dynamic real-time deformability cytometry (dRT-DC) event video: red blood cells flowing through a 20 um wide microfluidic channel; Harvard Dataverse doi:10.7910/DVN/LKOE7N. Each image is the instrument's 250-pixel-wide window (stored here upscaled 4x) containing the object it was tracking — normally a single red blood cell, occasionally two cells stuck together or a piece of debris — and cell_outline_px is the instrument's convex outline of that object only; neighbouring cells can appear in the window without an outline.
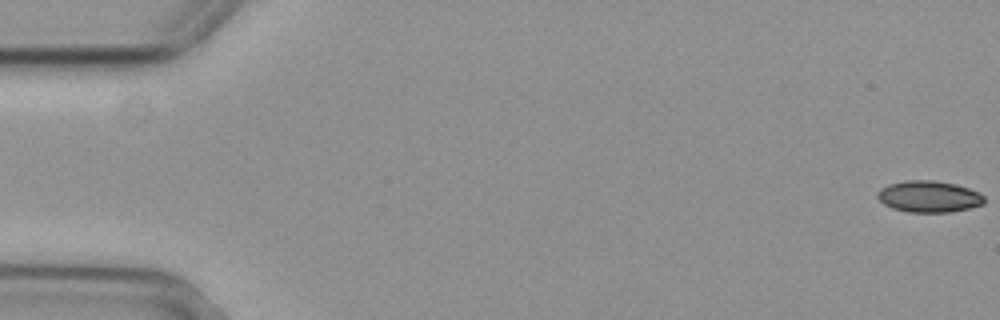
{"species": "common noctule bat (a hibernating species)", "species_latin": "Nyctalus noctula", "temperature_condition": "cold", "stored_images_in_passage": 45, "camera_frame_rate_fps": 3000, "um_per_image_px": 0.085, "animal": {"sex": "female", "body_mass_g": 29.2, "forearm_length_mm": 56.3}, "frame": {"image": 1, "passage_image": 1, "time_ms": 0.0, "image_size_px": [1000, 320], "cell_outline_px": [[984, 204], [952, 212], [908, 212], [892, 208], [884, 204], [876, 196], [888, 184], [904, 180], [932, 180], [956, 184], [968, 188], [984, 196]], "centroid_in_image_um": [78.96, 16.71], "position_along_channel_um": 6.0, "area_um2": 19.42}}
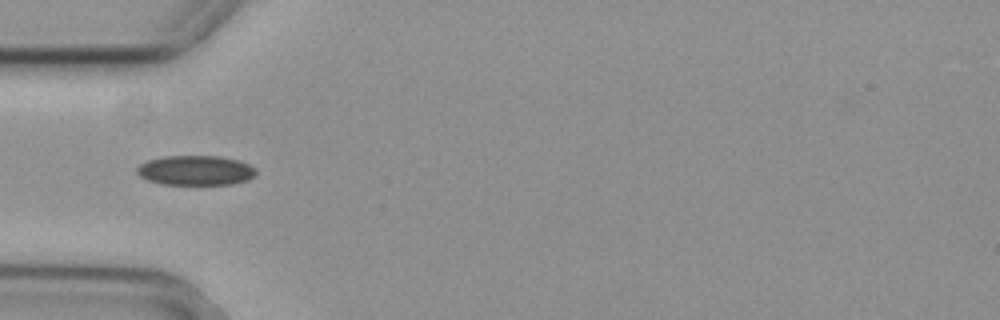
{"frame": {"image": 2, "passage_image": 18, "time_ms": 5.667, "image_size_px": [1000, 320], "cell_outline_px": [[256, 176], [248, 180], [232, 184], [164, 184], [148, 180], [140, 176], [136, 172], [136, 168], [140, 164], [148, 160], [164, 156], [220, 156], [236, 160], [248, 164], [256, 168]], "centroid_in_image_um": [16.64, 14.48], "position_along_channel_um": 68.4, "area_um2": 20.63}}
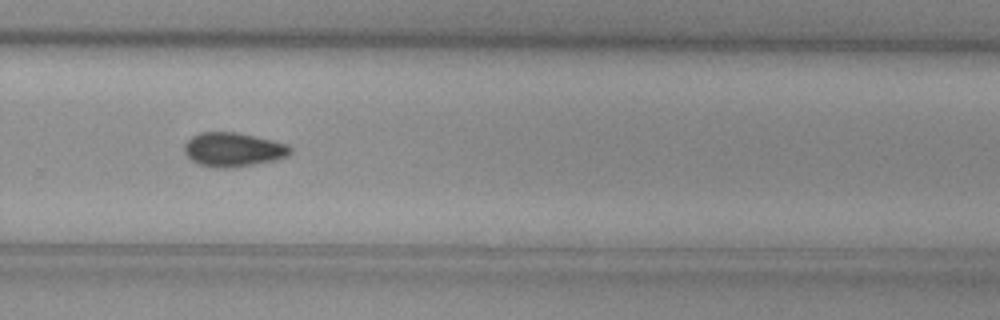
{"frame": {"image": 3, "passage_image": 37, "time_ms": 12.0, "image_size_px": [1000, 320], "cell_outline_px": [[292, 152], [288, 156], [276, 160], [236, 168], [212, 168], [196, 164], [184, 152], [184, 144], [192, 136], [200, 132], [236, 132], [256, 136], [288, 144], [292, 148]], "centroid_in_image_um": [19.83, 12.73], "position_along_channel_um": 310.0, "area_um2": 21.44}}